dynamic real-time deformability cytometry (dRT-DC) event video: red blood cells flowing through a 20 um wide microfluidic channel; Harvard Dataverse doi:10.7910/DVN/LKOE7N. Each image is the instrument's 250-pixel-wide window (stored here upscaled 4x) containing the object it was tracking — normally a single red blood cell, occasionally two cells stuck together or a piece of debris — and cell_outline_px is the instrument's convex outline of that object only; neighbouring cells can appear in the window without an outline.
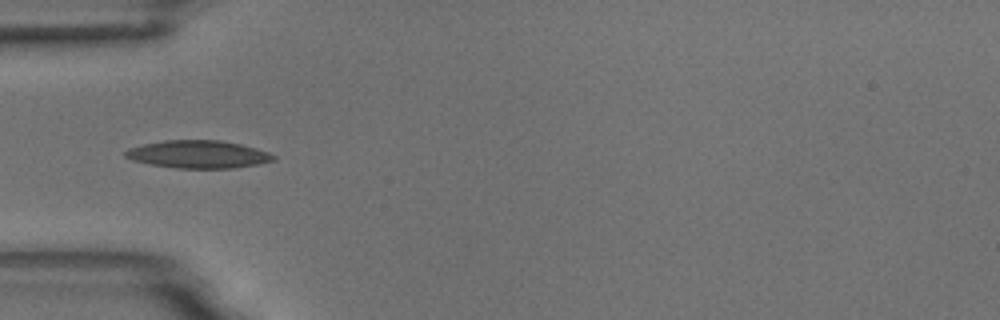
{"species": "common noctule bat (a hibernating species)", "species_latin": "Nyctalus noctula", "temperature_condition": "room temperature", "stored_images_in_passage": 9, "camera_frame_rate_fps": 3000, "um_per_image_px": 0.085, "animal": {"sex": "male", "body_mass_g": 18.8}, "frame": {"image": 1, "passage_image": 2, "time_ms": 0.333, "image_size_px": [1000, 320], "cell_outline_px": [[276, 160], [260, 164], [236, 168], [176, 168], [148, 164], [132, 160], [124, 156], [124, 152], [128, 148], [144, 144], [164, 140], [220, 140], [240, 144], [256, 148], [268, 152], [276, 156]], "centroid_in_image_um": [16.86, 13.12], "position_along_channel_um": 68.1, "area_um2": 24.1}}